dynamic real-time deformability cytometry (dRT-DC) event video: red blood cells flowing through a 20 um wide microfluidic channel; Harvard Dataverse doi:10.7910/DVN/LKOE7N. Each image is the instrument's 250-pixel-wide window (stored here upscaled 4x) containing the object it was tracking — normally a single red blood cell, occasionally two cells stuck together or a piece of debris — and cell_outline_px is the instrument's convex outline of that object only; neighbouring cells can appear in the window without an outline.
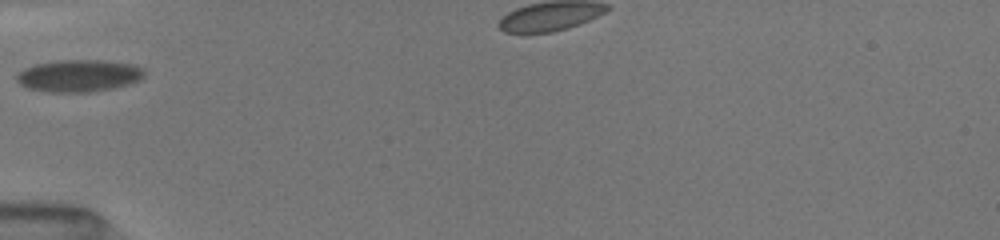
{"species": "common noctule bat (a hibernating species)", "species_latin": "Nyctalus noctula", "temperature_condition": "room temperature", "stored_images_in_passage": 7, "camera_frame_rate_fps": 3000, "um_per_image_px": 0.085, "animal": {"sex": "female", "body_mass_g": 19.5, "forearm_length_mm": 54.1}, "frame": {"image": 1, "passage_image": 1, "time_ms": 0.0, "image_size_px": [1000, 240], "cell_outline_px": [[144, 76], [136, 80], [112, 88], [88, 92], [44, 92], [28, 88], [20, 84], [16, 80], [16, 76], [24, 68], [36, 64], [60, 60], [104, 60], [132, 64], [140, 68], [144, 72]], "centroid_in_image_um": [6.63, 6.43], "position_along_channel_um": 78.4, "area_um2": 23.58}}
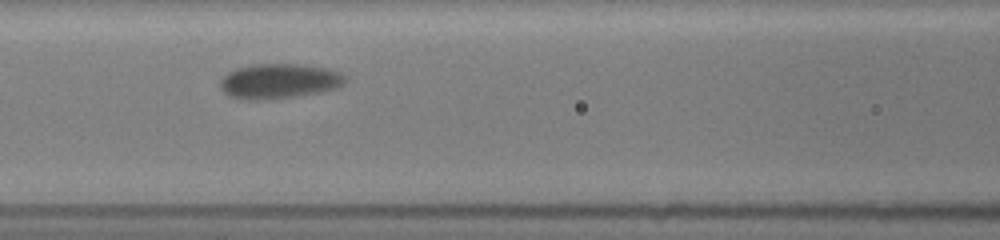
{"frame": {"image": 2, "passage_image": 5, "time_ms": 1.667, "image_size_px": [1000, 240], "cell_outline_px": [[344, 80], [336, 88], [316, 92], [292, 96], [260, 100], [240, 100], [228, 96], [224, 92], [220, 84], [224, 76], [228, 72], [240, 68], [256, 64], [300, 64], [320, 68], [336, 72]], "centroid_in_image_um": [23.6, 6.91], "position_along_channel_um": 143.0, "area_um2": 24.51}}
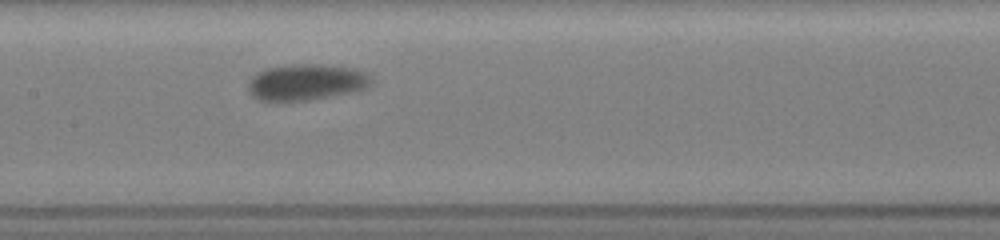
{"frame": {"image": 3, "passage_image": 7, "time_ms": 2.667, "image_size_px": [1000, 240], "cell_outline_px": [[372, 80], [364, 88], [356, 92], [312, 100], [260, 100], [252, 96], [248, 84], [260, 72], [268, 68], [292, 64], [320, 64], [352, 68], [364, 72]], "centroid_in_image_um": [26.08, 6.99], "position_along_channel_um": 181.3, "area_um2": 25.49}}